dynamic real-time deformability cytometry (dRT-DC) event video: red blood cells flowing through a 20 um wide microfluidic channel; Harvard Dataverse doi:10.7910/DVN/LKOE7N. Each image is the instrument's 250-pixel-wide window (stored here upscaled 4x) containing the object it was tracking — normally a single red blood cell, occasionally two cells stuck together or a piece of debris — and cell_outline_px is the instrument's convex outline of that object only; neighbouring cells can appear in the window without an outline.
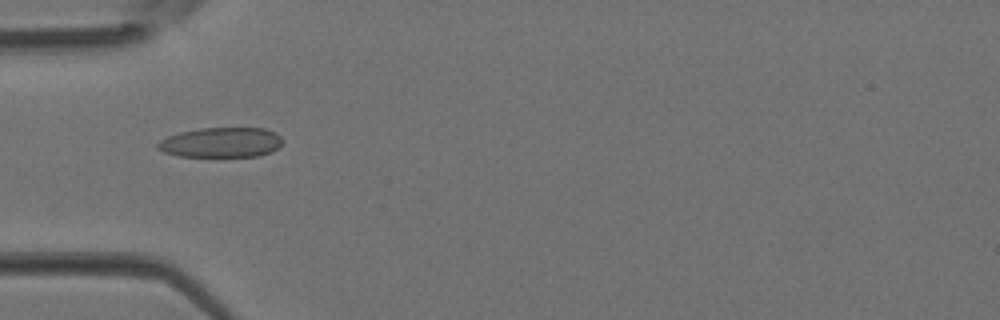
{"species": "Egyptian fruit bat (a non-hibernating species)", "species_latin": "Rousettus aegyptiacus", "temperature_condition": "room temperature", "stored_images_in_passage": 2, "camera_frame_rate_fps": 3000, "um_per_image_px": 0.085, "animal": {"sex": "female"}, "frame": {"image": 1, "passage_image": 2, "time_ms": 0.333, "image_size_px": [1000, 320], "cell_outline_px": [[280, 144], [272, 152], [260, 156], [180, 156], [164, 152], [156, 148], [156, 144], [160, 140], [168, 136], [180, 132], [200, 128], [264, 128], [276, 132], [280, 136]], "centroid_in_image_um": [18.78, 12.1], "position_along_channel_um": 66.2, "area_um2": 21.73}}